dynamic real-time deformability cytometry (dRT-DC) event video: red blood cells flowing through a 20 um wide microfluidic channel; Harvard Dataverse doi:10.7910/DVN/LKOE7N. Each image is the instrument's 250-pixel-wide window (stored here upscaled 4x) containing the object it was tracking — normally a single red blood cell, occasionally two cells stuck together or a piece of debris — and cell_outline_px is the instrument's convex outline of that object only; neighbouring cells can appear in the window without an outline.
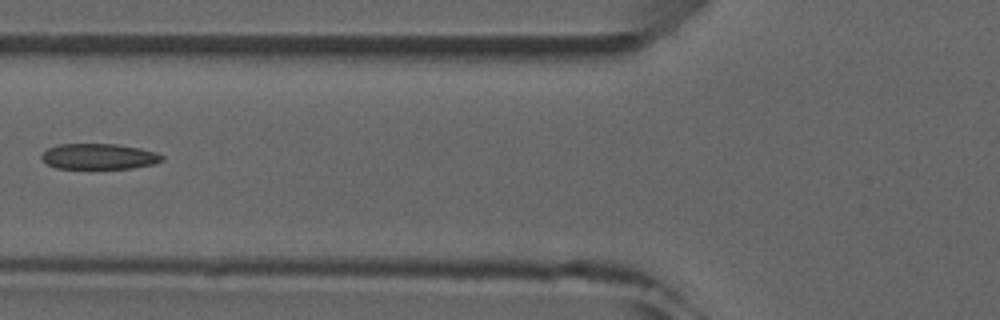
{"species": "common noctule bat (a hibernating species)", "species_latin": "Nyctalus noctula", "temperature_condition": "room temperature", "stored_images_in_passage": 7, "camera_frame_rate_fps": 3000, "um_per_image_px": 0.085, "animal": {"sex": "male", "forearm_length_mm": 52.5}, "frame": {"image": 1, "passage_image": 6, "time_ms": 5.667, "image_size_px": [1000, 320], "cell_outline_px": [[164, 160], [152, 164], [132, 168], [56, 168], [48, 164], [40, 156], [48, 148], [60, 144], [116, 144], [140, 148], [156, 152], [164, 156]], "centroid_in_image_um": [8.43, 13.29], "position_along_channel_um": 117.4, "area_um2": 17.86}}
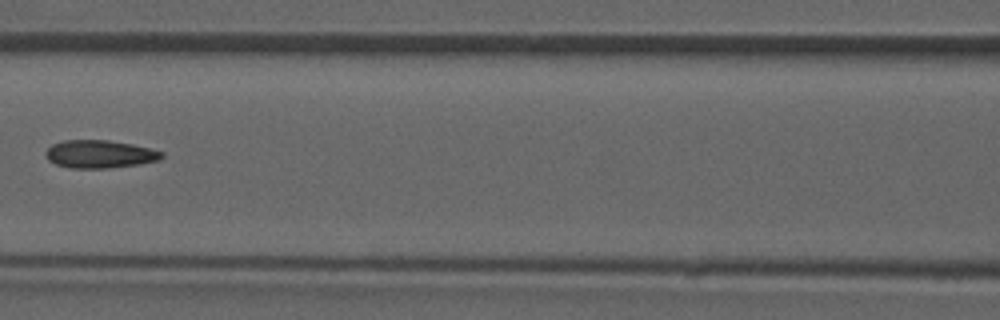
{"frame": {"image": 2, "passage_image": 7, "time_ms": 6.667, "image_size_px": [1000, 320], "cell_outline_px": [[164, 156], [160, 160], [140, 164], [108, 168], [68, 168], [56, 164], [48, 160], [44, 152], [52, 144], [64, 140], [108, 140], [132, 144], [164, 152]], "centroid_in_image_um": [8.47, 13.1], "position_along_channel_um": 158.1, "area_um2": 18.96}}